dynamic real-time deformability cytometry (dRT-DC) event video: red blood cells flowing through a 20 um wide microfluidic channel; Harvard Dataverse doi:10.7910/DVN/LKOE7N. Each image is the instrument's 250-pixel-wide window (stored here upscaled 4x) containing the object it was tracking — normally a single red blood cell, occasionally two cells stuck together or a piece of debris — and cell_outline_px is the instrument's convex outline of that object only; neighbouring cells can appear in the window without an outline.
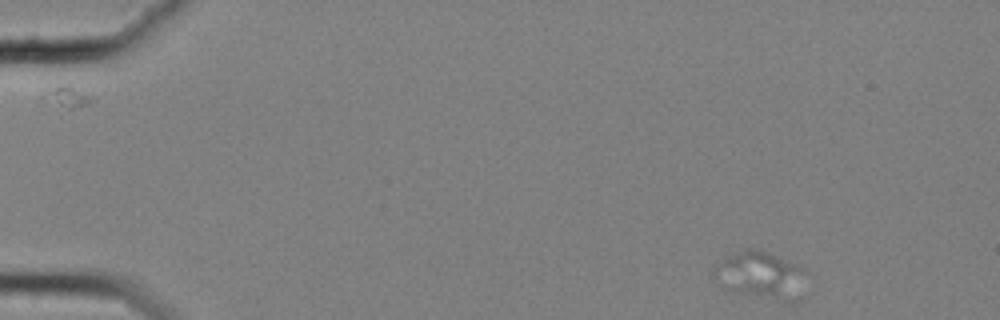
{"species": "common noctule bat (a hibernating species)", "species_latin": "Nyctalus noctula", "temperature_condition": "cold", "stored_images_in_passage": 7, "camera_frame_rate_fps": 3000, "um_per_image_px": 0.085, "animal": {"sex": "female", "body_mass_g": 25.1}, "frame": {"image": 1, "passage_image": 1, "time_ms": 0.0, "image_size_px": [1000, 320], "cell_outline_px": [[804, 272], [800, 300], [784, 300], [736, 292], [724, 288], [720, 284], [712, 272], [716, 264], [728, 256], [744, 248], [752, 248], [764, 252], [792, 264], [800, 268]], "centroid_in_image_um": [64.58, 23.39], "position_along_channel_um": 20.4, "area_um2": 24.28}}